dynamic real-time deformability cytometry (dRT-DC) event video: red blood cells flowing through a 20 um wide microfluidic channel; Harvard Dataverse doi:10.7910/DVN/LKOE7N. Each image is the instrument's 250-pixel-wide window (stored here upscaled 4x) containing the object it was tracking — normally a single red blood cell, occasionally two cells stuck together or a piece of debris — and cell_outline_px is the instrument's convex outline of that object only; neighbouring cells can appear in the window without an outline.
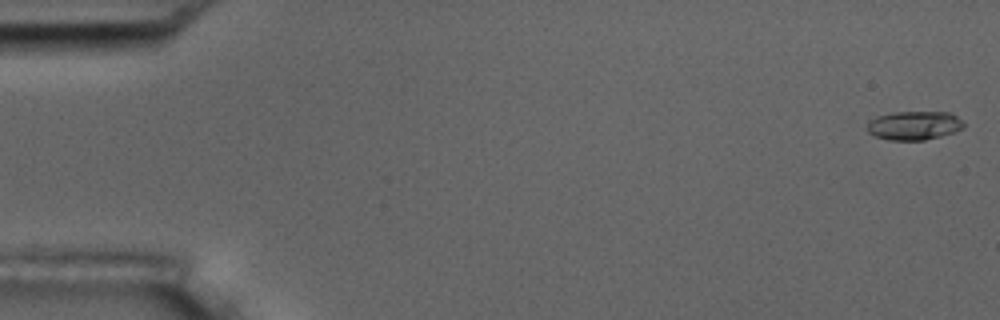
{"species": "common noctule bat (a hibernating species)", "species_latin": "Nyctalus noctula", "temperature_condition": "room temperature", "stored_images_in_passage": 4, "camera_frame_rate_fps": 3000, "um_per_image_px": 0.085, "animal": {"sex": "male", "body_mass_g": 17.5, "forearm_length_mm": 52.3}, "frame": {"image": 1, "passage_image": 1, "time_ms": 0.0, "image_size_px": [1000, 320], "cell_outline_px": [[964, 128], [956, 132], [924, 140], [888, 140], [876, 136], [868, 132], [868, 120], [876, 116], [892, 112], [952, 112], [964, 120]], "centroid_in_image_um": [77.74, 10.65], "position_along_channel_um": 7.3, "area_um2": 16.47}}